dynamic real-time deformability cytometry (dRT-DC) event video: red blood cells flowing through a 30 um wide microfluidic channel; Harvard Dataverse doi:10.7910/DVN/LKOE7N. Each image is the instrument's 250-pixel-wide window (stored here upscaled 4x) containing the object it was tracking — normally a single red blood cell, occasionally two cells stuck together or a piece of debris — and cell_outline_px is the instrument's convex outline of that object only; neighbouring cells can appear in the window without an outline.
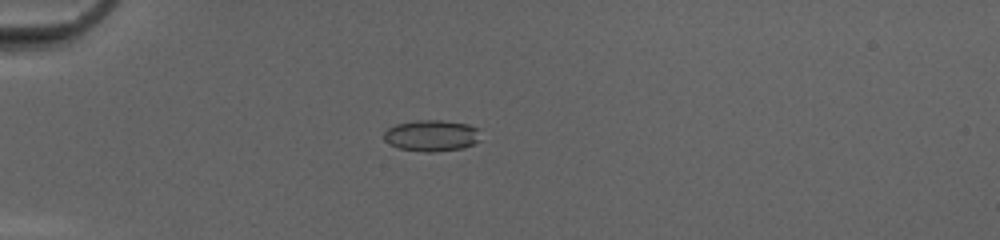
{"species": "common noctule bat (a hibernating species)", "species_latin": "Nyctalus noctula", "temperature_condition": "cold", "stored_images_in_passage": 51, "camera_frame_rate_fps": 3000, "um_per_image_px": 0.085, "animal": {"sex": "female", "body_mass_g": 20.0, "forearm_length_mm": 54.0}, "frame": {"image": 1, "passage_image": 16, "time_ms": 5.0, "image_size_px": [1000, 240], "cell_outline_px": [[480, 140], [472, 144], [460, 148], [432, 152], [424, 152], [400, 148], [388, 144], [384, 140], [384, 132], [388, 128], [396, 124], [416, 120], [444, 120], [468, 124], [480, 128]], "centroid_in_image_um": [36.69, 11.51], "position_along_channel_um": 48.3, "area_um2": 17.74}}
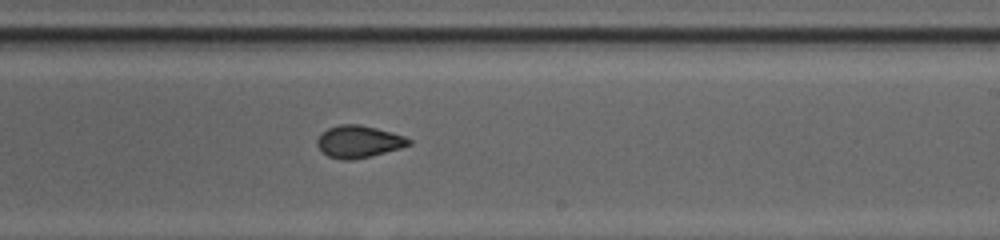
{"frame": {"image": 2, "passage_image": 33, "time_ms": 10.667, "image_size_px": [1000, 240], "cell_outline_px": [[412, 144], [400, 148], [372, 156], [352, 160], [340, 160], [328, 156], [316, 144], [316, 140], [328, 128], [340, 124], [360, 124], [392, 132], [404, 136], [412, 140]], "centroid_in_image_um": [30.51, 12.04], "position_along_channel_um": 258.5, "area_um2": 17.17}}
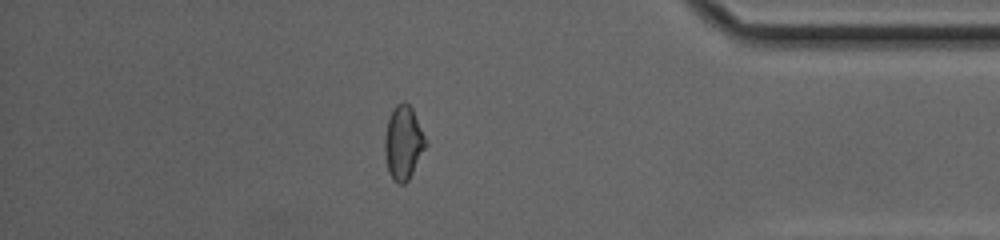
{"frame": {"image": 3, "passage_image": 45, "time_ms": 14.667, "image_size_px": [1000, 240], "cell_outline_px": [[428, 144], [408, 180], [404, 184], [400, 184], [392, 180], [388, 172], [384, 152], [384, 136], [388, 116], [396, 104], [404, 100], [412, 108]], "centroid_in_image_um": [34.26, 12.12], "position_along_channel_um": 400.9, "area_um2": 17.8}, "authors_computed_cell_mechanics": {"area_um2": 17.3978, "velocity_mm_per_s": 4.2114, "shape_relaxation_time_tau1_ms": null, "shape_relaxation_time_tau2_ms": 1.1886, "deformation_change_tau1": null, "deformation_change_tau2": 0.0517}}